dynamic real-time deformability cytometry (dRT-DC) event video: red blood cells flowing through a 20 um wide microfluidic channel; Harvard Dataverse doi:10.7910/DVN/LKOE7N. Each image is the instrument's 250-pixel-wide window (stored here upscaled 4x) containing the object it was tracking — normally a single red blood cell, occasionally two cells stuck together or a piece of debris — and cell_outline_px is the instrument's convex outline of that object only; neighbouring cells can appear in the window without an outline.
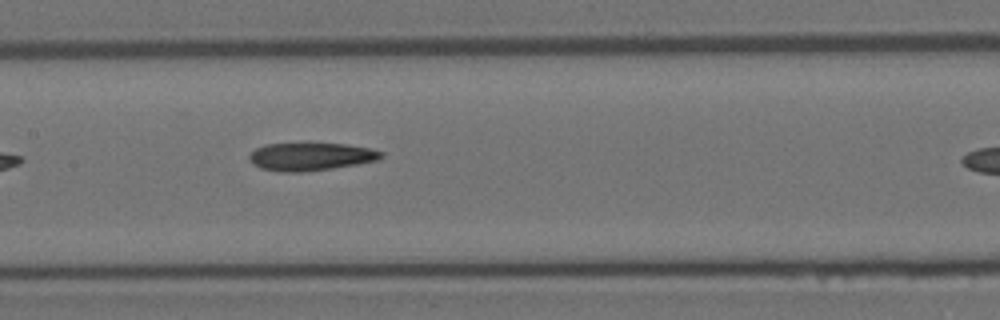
{"species": "Egyptian fruit bat (a non-hibernating species)", "species_latin": "Rousettus aegyptiacus", "temperature_condition": "room temperature", "stored_images_in_passage": 6, "segment_of_instrument_passage": [1, 2], "camera_frame_rate_fps": 3000, "um_per_image_px": 0.085, "animal": {"sex": "female"}, "frame": {"image": 1, "passage_image": 5, "time_ms": 5.667, "image_size_px": [1000, 320], "cell_outline_px": [[384, 156], [380, 160], [332, 168], [300, 172], [280, 172], [260, 168], [252, 164], [248, 160], [248, 156], [256, 148], [264, 144], [308, 140], [348, 144], [372, 148], [384, 152]], "centroid_in_image_um": [26.41, 13.25], "position_along_channel_um": 181.0, "area_um2": 22.72}}